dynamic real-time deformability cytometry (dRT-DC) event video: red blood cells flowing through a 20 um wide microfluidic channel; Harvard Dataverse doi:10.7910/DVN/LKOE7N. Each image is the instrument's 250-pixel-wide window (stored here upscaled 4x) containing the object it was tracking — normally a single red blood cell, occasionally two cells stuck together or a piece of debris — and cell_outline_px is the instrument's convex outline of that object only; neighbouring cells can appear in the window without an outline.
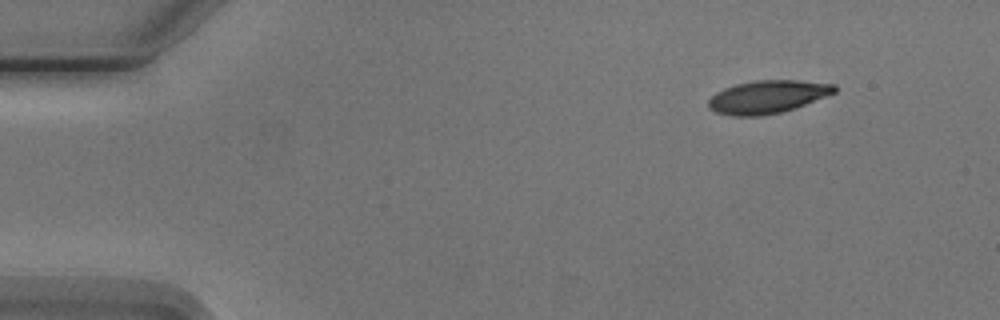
{"species": "Egyptian fruit bat (a non-hibernating species)", "species_latin": "Rousettus aegyptiacus", "temperature_condition": "cold", "stored_images_in_passage": 4, "camera_frame_rate_fps": 3000, "um_per_image_px": 0.085, "animal": {"sex": "male"}, "frame": {"image": 1, "passage_image": 4, "time_ms": 4.333, "image_size_px": [1000, 320], "cell_outline_px": [[836, 92], [804, 104], [780, 112], [760, 116], [732, 116], [716, 112], [708, 108], [708, 100], [716, 92], [724, 88], [736, 84], [756, 80], [800, 80], [836, 84]], "centroid_in_image_um": [65.21, 8.22], "position_along_channel_um": 19.8, "area_um2": 24.04}}